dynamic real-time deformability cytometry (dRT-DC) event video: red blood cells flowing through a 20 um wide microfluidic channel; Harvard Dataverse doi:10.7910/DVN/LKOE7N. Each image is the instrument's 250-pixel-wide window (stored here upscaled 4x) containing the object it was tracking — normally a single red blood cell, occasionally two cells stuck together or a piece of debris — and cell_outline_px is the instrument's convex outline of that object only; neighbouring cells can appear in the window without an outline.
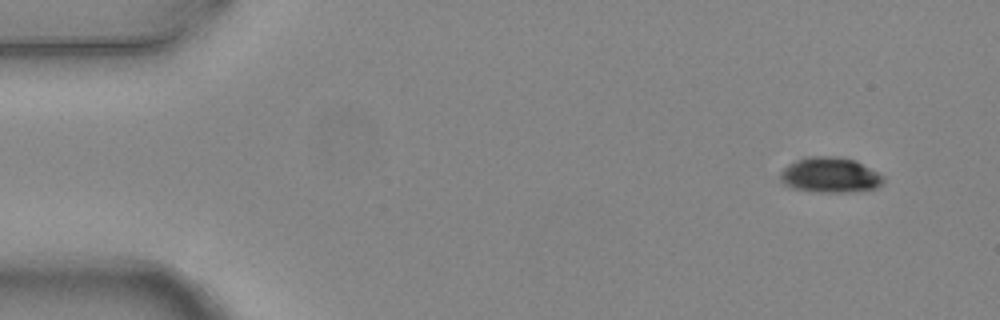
{"species": "common noctule bat (a hibernating species)", "species_latin": "Nyctalus noctula", "temperature_condition": "warm", "stored_images_in_passage": 4, "camera_frame_rate_fps": 3000, "um_per_image_px": 0.085, "animal": {"sex": "female", "body_mass_g": 24.6, "forearm_length_mm": 56.2}, "frame": {"image": 1, "passage_image": 1, "time_ms": 0.0, "image_size_px": [1000, 320], "cell_outline_px": [[884, 184], [876, 188], [852, 192], [812, 192], [788, 188], [780, 180], [780, 172], [788, 164], [804, 156], [836, 156], [856, 160], [884, 176]], "centroid_in_image_um": [70.53, 14.88], "position_along_channel_um": 14.5, "area_um2": 21.68}}